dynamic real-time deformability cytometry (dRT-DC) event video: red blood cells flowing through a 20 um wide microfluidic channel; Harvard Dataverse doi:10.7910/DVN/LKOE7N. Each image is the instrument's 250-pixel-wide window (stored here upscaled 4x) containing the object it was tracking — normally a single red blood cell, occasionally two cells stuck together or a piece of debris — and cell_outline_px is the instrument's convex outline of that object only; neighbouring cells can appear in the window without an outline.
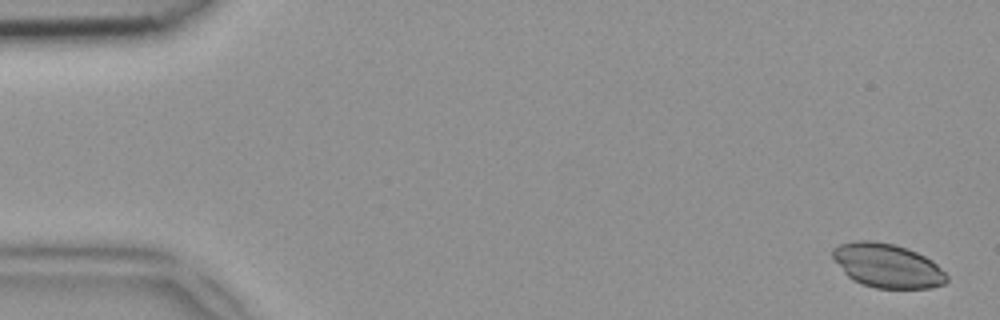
{"species": "common noctule bat (a hibernating species)", "species_latin": "Nyctalus noctula", "temperature_condition": "room temperature", "stored_images_in_passage": 9, "camera_frame_rate_fps": 3000, "um_per_image_px": 0.085, "animal": {"sex": "female", "body_mass_g": 18.4}, "frame": {"image": 1, "passage_image": 2, "time_ms": 0.333, "image_size_px": [1000, 320], "cell_outline_px": [[948, 280], [944, 284], [932, 288], [876, 288], [852, 280], [844, 272], [832, 256], [832, 248], [840, 244], [856, 240], [872, 240], [896, 244], [916, 252], [932, 260], [948, 276]], "centroid_in_image_um": [75.42, 22.57], "position_along_channel_um": 9.6, "area_um2": 29.25}}